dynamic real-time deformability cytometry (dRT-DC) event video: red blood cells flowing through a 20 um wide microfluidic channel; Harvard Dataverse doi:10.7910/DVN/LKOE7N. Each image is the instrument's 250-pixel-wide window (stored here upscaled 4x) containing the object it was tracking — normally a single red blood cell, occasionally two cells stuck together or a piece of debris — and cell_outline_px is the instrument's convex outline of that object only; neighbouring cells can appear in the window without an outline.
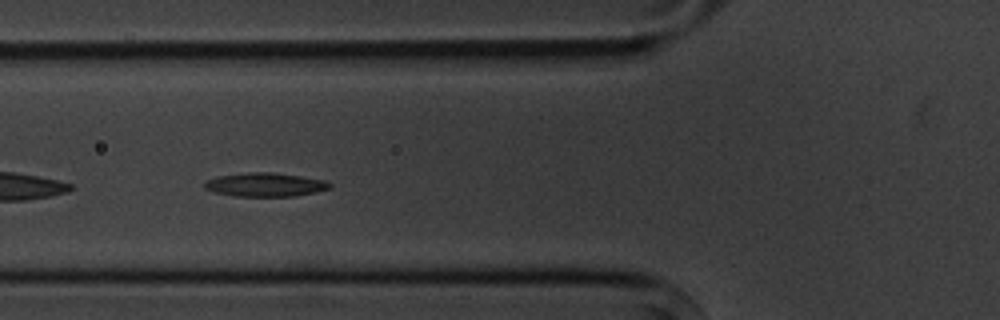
{"species": "common noctule bat (a hibernating species)", "species_latin": "Nyctalus noctula", "temperature_condition": "cold", "stored_images_in_passage": 9, "camera_frame_rate_fps": 3000, "um_per_image_px": 0.085, "animal": {"sex": "male", "body_mass_g": 20.1, "forearm_length_mm": 53.5}, "frame": {"image": 1, "passage_image": 4, "time_ms": 3.333, "image_size_px": [1000, 320], "cell_outline_px": [[332, 184], [328, 188], [296, 196], [236, 196], [212, 192], [204, 188], [204, 184], [208, 180], [216, 176], [248, 172], [272, 172], [300, 176], [324, 180]], "centroid_in_image_um": [22.48, 15.69], "position_along_channel_um": 103.3, "area_um2": 17.17}}
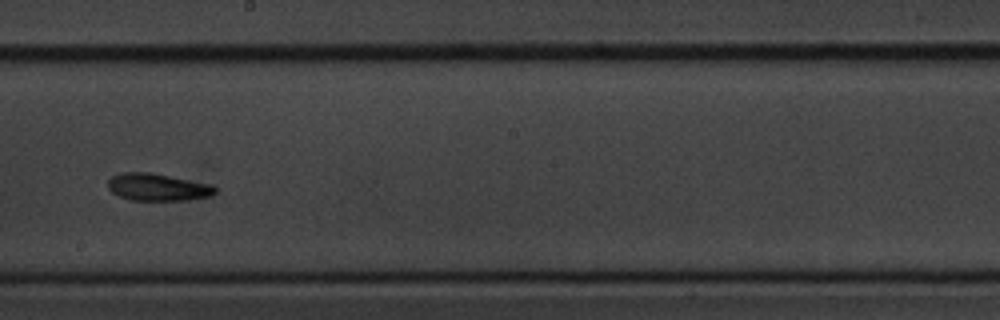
{"frame": {"image": 2, "passage_image": 7, "time_ms": 7.0, "image_size_px": [1000, 320], "cell_outline_px": [[216, 192], [208, 196], [188, 200], [128, 200], [112, 192], [108, 188], [108, 180], [112, 176], [124, 172], [148, 172], [212, 184], [216, 188]], "centroid_in_image_um": [13.38, 15.91], "position_along_channel_um": 234.8, "area_um2": 16.94}}
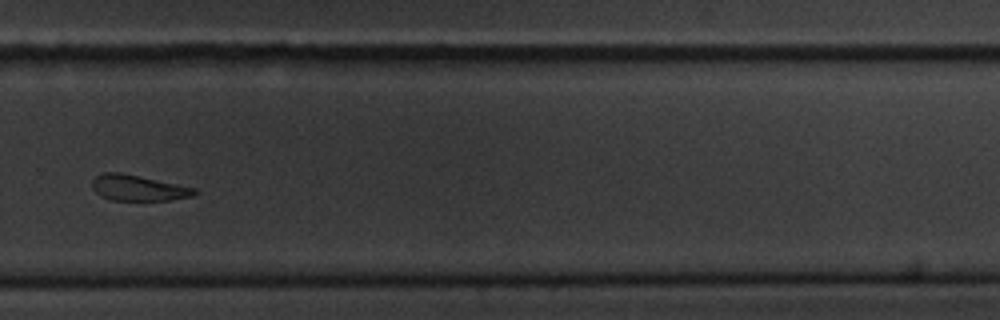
{"frame": {"image": 3, "passage_image": 9, "time_ms": 9.333, "image_size_px": [1000, 320], "cell_outline_px": [[196, 192], [192, 196], [168, 200], [112, 200], [100, 196], [92, 188], [92, 180], [96, 176], [104, 172], [120, 172], [140, 176], [196, 188]], "centroid_in_image_um": [11.71, 15.97], "position_along_channel_um": 318.1, "area_um2": 15.26}}